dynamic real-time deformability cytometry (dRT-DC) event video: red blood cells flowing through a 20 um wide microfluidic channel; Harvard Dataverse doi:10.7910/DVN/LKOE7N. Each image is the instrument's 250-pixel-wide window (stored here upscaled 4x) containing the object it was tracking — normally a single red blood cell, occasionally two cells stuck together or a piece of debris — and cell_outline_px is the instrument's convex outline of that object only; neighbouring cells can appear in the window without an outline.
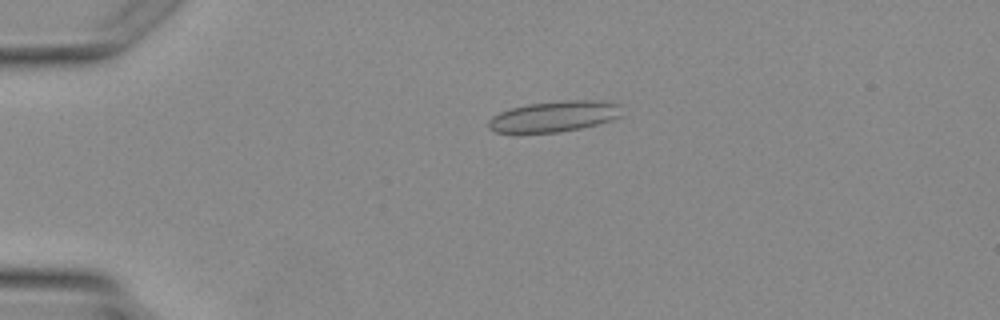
{"species": "Egyptian fruit bat (a non-hibernating species)", "species_latin": "Rousettus aegyptiacus", "temperature_condition": "warm", "stored_images_in_passage": 4, "camera_frame_rate_fps": 3000, "um_per_image_px": 0.085, "animal": {"sex": "female"}, "frame": {"image": 1, "passage_image": 3, "time_ms": 2.333, "image_size_px": [1000, 320], "cell_outline_px": [[624, 116], [612, 120], [580, 128], [560, 132], [512, 136], [496, 132], [488, 128], [488, 120], [492, 116], [500, 112], [512, 108], [528, 104], [564, 100], [600, 100], [624, 104]], "centroid_in_image_um": [47.11, 9.93], "position_along_channel_um": 37.9, "area_um2": 25.14}}